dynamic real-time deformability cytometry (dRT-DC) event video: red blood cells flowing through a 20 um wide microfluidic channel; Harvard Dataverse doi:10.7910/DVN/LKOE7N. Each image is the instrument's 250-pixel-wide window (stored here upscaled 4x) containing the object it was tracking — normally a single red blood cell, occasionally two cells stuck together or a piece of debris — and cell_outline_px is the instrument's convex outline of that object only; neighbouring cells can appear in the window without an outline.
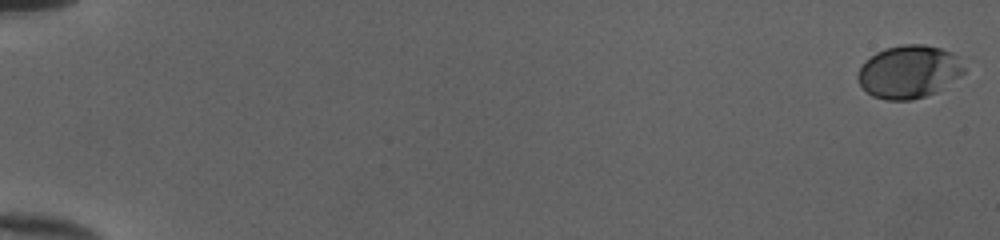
{"species": "human", "species_latin": "Homo sapiens", "temperature_condition": "cold", "stored_images_in_passage": 53, "camera_frame_rate_fps": 3000, "um_per_image_px": 0.085, "donor": {"sex": "female"}, "frame": {"image": 1, "passage_image": 1, "time_ms": 0.0, "image_size_px": [1000, 240], "cell_outline_px": [[964, 72], [960, 76], [936, 92], [912, 100], [888, 100], [872, 96], [860, 84], [856, 76], [864, 60], [876, 52], [884, 48], [900, 44], [924, 44], [940, 48], [952, 52], [956, 56], [964, 68]], "centroid_in_image_um": [77.23, 6.08], "position_along_channel_um": 7.8, "area_um2": 32.71}}
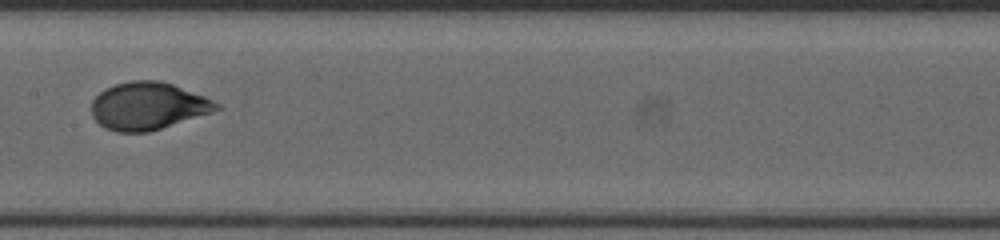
{"frame": {"image": 2, "passage_image": 30, "time_ms": 9.667, "image_size_px": [1000, 240], "cell_outline_px": [[224, 108], [212, 112], [148, 132], [116, 132], [104, 128], [92, 116], [92, 100], [104, 88], [116, 84], [132, 80], [160, 80], [172, 84], [204, 96], [220, 104]], "centroid_in_image_um": [12.57, 9.01], "position_along_channel_um": 194.8, "area_um2": 34.51}}
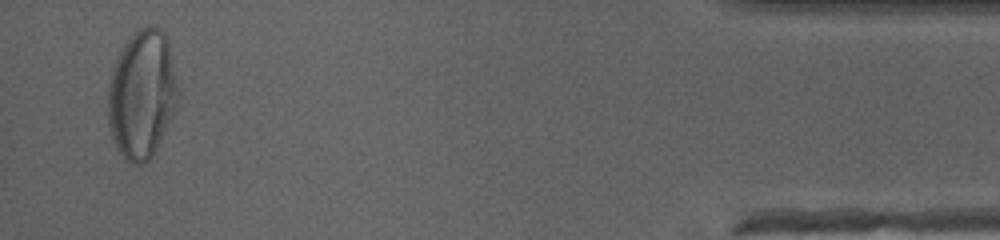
{"frame": {"image": 3, "passage_image": 52, "time_ms": 17.0, "image_size_px": [1000, 240], "cell_outline_px": [[180, 96], [176, 108], [152, 156], [144, 164], [132, 164], [124, 160], [116, 148], [108, 124], [108, 84], [112, 68], [120, 48], [140, 28], [148, 24], [156, 24], [164, 32], [168, 40]], "centroid_in_image_um": [12.06, 8.0], "position_along_channel_um": 423.1, "area_um2": 52.94}, "authors_computed_cell_mechanics": {"area_um2": 33.9864, "velocity_mm_per_s": 3.996, "shape_relaxation_time_tau1_ms": 3.6, "shape_relaxation_time_tau2_ms": null, "deformation_change_tau1": 0.175, "deformation_change_tau2": null}}